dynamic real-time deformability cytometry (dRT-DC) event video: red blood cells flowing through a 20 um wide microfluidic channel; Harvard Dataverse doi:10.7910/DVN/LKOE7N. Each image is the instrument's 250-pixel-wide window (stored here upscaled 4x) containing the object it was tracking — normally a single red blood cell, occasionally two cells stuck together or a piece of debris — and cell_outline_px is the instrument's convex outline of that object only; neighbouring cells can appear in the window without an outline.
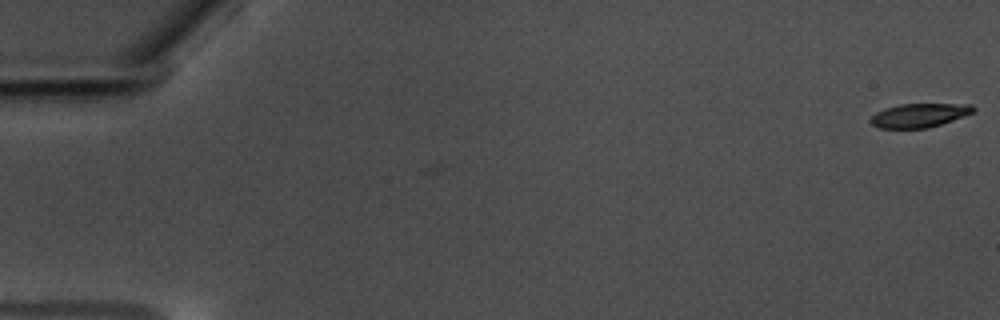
{"species": "common noctule bat (a hibernating species)", "species_latin": "Nyctalus noctula", "temperature_condition": "warm", "stored_images_in_passage": 59, "camera_frame_rate_fps": 3000, "um_per_image_px": 0.085, "animal": {"sex": "male", "body_mass_g": 17.5, "forearm_length_mm": 52.3}, "frame": {"image": 1, "passage_image": 1, "time_ms": 0.0, "image_size_px": [1000, 320], "cell_outline_px": [[976, 108], [972, 112], [952, 120], [928, 128], [880, 128], [872, 124], [868, 120], [876, 112], [884, 108], [900, 104], [972, 104]], "centroid_in_image_um": [78.1, 9.8], "position_along_channel_um": 6.9, "area_um2": 14.16}}
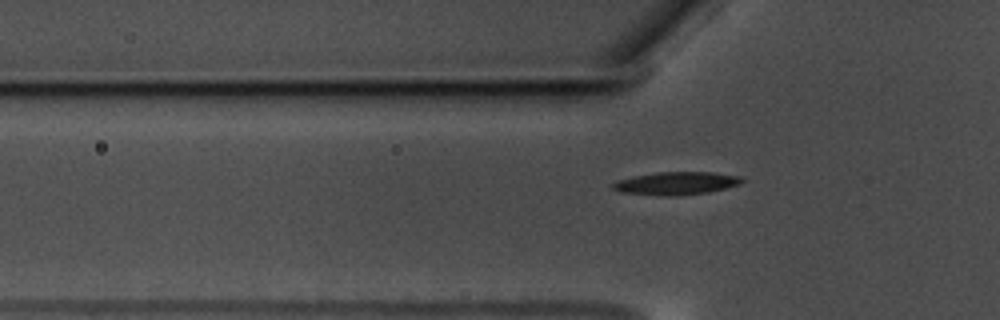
{"frame": {"image": 2, "passage_image": 20, "time_ms": 6.333, "image_size_px": [1000, 320], "cell_outline_px": [[744, 180], [740, 184], [708, 192], [680, 196], [668, 196], [620, 192], [612, 188], [612, 184], [616, 180], [632, 176], [656, 172], [716, 172], [740, 176]], "centroid_in_image_um": [57.47, 15.57], "position_along_channel_um": 68.3, "area_um2": 17.34}}
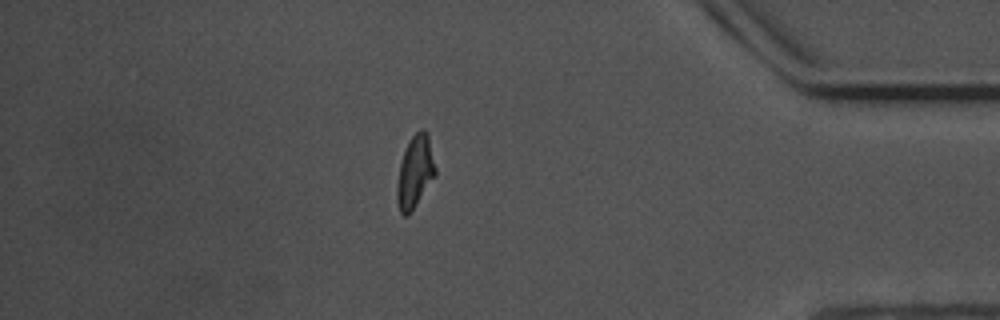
{"frame": {"image": 3, "passage_image": 51, "time_ms": 16.667, "image_size_px": [1000, 320], "cell_outline_px": [[436, 176], [408, 216], [404, 216], [400, 212], [396, 200], [396, 188], [400, 164], [408, 140], [420, 128], [424, 128], [428, 132], [436, 168]], "centroid_in_image_um": [35.28, 14.59], "position_along_channel_um": 399.9, "area_um2": 16.42}, "authors_computed_cell_mechanics": {"area_um2": 15.7216, "velocity_mm_per_s": 3.5453, "shape_relaxation_time_tau1_ms": 4.6245, "shape_relaxation_time_tau2_ms": 3.77, "deformation_change_tau1": 0.1895, "deformation_change_tau2": 0.105}}